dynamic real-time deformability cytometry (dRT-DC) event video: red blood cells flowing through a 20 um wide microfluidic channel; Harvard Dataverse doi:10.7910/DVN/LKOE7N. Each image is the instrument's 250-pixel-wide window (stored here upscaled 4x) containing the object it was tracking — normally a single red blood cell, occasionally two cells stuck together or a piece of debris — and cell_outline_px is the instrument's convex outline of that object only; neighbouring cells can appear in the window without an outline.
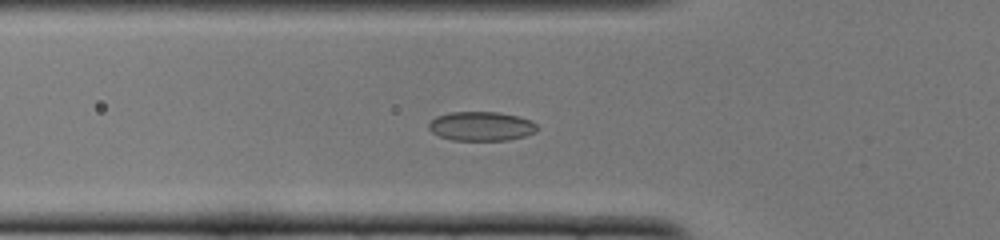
{"species": "common noctule bat (a hibernating species)", "species_latin": "Nyctalus noctula", "temperature_condition": "cold", "stored_images_in_passage": 42, "camera_frame_rate_fps": 3000, "um_per_image_px": 0.085, "animal": {"sex": "female", "body_mass_g": 22.0, "forearm_length_mm": 56.7}, "frame": {"image": 1, "passage_image": 7, "time_ms": 2.0, "image_size_px": [1000, 240], "cell_outline_px": [[536, 132], [524, 136], [508, 140], [452, 140], [440, 136], [432, 132], [428, 128], [428, 124], [436, 116], [448, 112], [500, 112], [520, 116], [532, 120], [536, 124]], "centroid_in_image_um": [40.91, 10.72], "position_along_channel_um": 84.9, "area_um2": 18.55}}
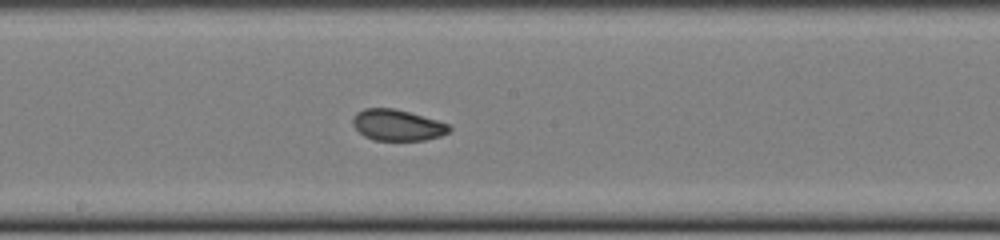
{"frame": {"image": 2, "passage_image": 17, "time_ms": 5.333, "image_size_px": [1000, 240], "cell_outline_px": [[452, 128], [448, 132], [440, 136], [424, 140], [376, 140], [364, 136], [352, 124], [352, 116], [356, 112], [364, 108], [392, 108], [408, 112], [436, 120], [448, 124]], "centroid_in_image_um": [33.74, 10.63], "position_along_channel_um": 214.5, "area_um2": 17.34}}
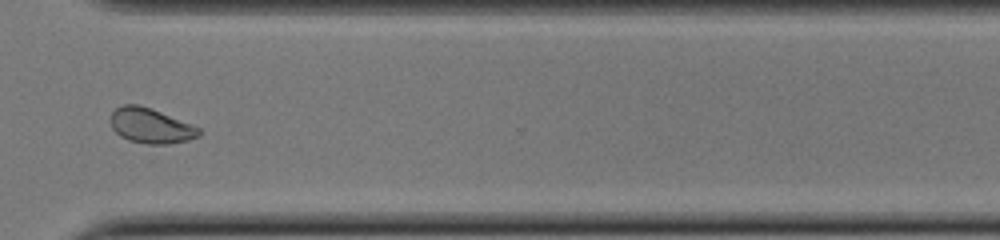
{"frame": {"image": 3, "passage_image": 28, "time_ms": 9.0, "image_size_px": [1000, 240], "cell_outline_px": [[200, 136], [188, 140], [168, 144], [148, 144], [128, 140], [120, 136], [112, 128], [108, 120], [112, 112], [116, 108], [124, 104], [140, 104], [152, 108], [192, 124], [200, 128]], "centroid_in_image_um": [12.79, 10.68], "position_along_channel_um": 357.8, "area_um2": 18.32}, "authors_computed_cell_mechanics": {"area_um2": 18.3226, "velocity_mm_per_s": 3.8889, "shape_relaxation_time_tau1_ms": null, "shape_relaxation_time_tau2_ms": 1.7038, "deformation_change_tau1": null, "deformation_change_tau2": 0.0539}}